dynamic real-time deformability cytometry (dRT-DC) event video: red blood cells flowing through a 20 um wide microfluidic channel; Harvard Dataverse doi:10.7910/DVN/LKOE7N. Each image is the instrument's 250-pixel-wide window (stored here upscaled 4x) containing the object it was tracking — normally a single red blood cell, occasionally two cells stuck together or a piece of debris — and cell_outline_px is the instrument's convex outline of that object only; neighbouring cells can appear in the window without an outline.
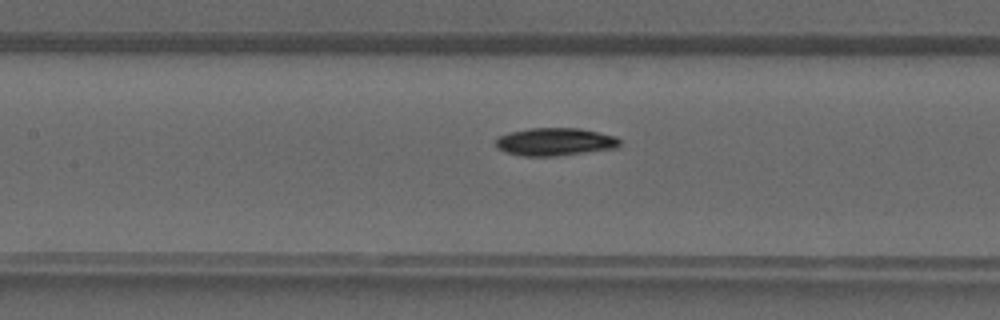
{"species": "common noctule bat (a hibernating species)", "species_latin": "Nyctalus noctula", "temperature_condition": "warm", "stored_images_in_passage": 29, "camera_frame_rate_fps": 3000, "um_per_image_px": 0.085, "animal": {"sex": "male", "forearm_length_mm": 52.5}, "frame": {"image": 1, "passage_image": 11, "time_ms": 3.333, "image_size_px": [1000, 320], "cell_outline_px": [[620, 144], [616, 148], [556, 156], [524, 156], [504, 152], [496, 148], [496, 140], [500, 136], [512, 132], [528, 128], [580, 128], [616, 136], [620, 140]], "centroid_in_image_um": [47.17, 12.05], "position_along_channel_um": 160.2, "area_um2": 20.06}}
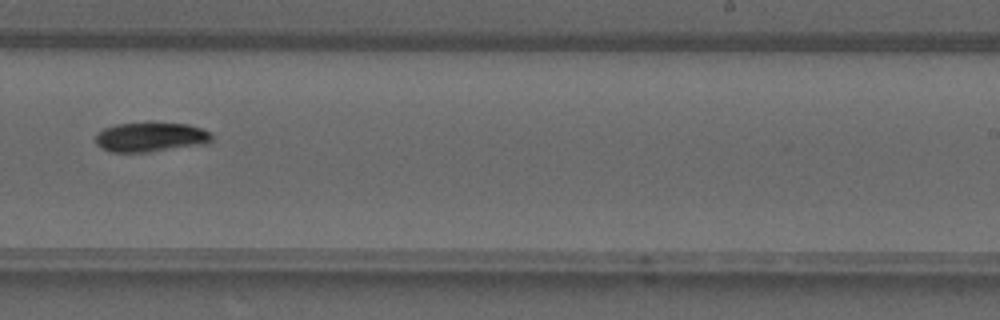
{"frame": {"image": 2, "passage_image": 18, "time_ms": 5.667, "image_size_px": [1000, 320], "cell_outline_px": [[212, 140], [208, 144], [148, 152], [112, 152], [96, 144], [96, 132], [104, 128], [116, 124], [188, 124], [200, 128], [208, 132], [212, 136]], "centroid_in_image_um": [12.81, 11.67], "position_along_channel_um": 276.2, "area_um2": 19.65}}
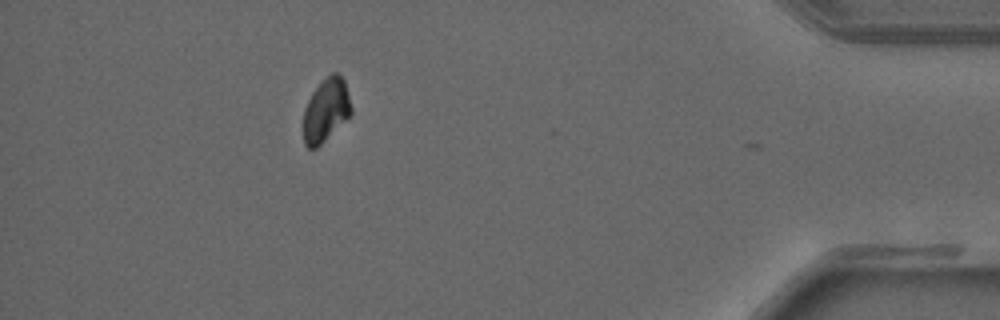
{"frame": {"image": 3, "passage_image": 29, "time_ms": 9.333, "image_size_px": [1000, 320], "cell_outline_px": [[352, 112], [316, 148], [308, 148], [304, 144], [304, 108], [312, 92], [332, 72], [336, 72], [344, 80], [352, 108]], "centroid_in_image_um": [27.69, 9.35], "position_along_channel_um": 407.5, "area_um2": 17.05}}